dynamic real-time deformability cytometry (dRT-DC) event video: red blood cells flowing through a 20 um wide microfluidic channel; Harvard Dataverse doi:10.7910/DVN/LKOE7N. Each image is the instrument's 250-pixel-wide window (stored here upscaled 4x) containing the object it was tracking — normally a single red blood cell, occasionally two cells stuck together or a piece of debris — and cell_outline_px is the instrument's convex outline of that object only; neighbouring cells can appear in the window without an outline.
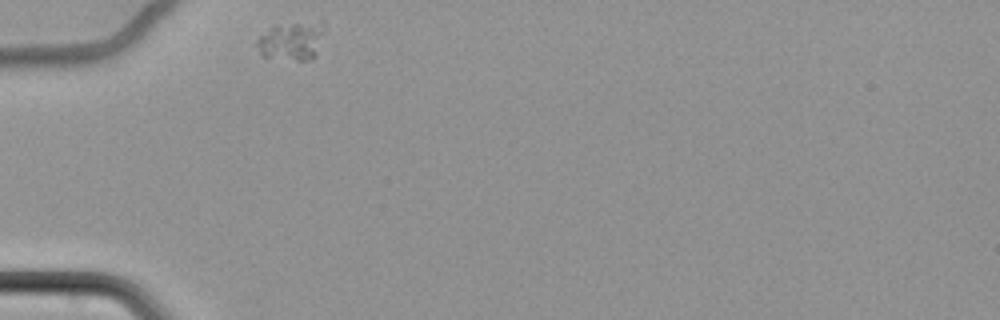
{"species": "common noctule bat (a hibernating species)", "species_latin": "Nyctalus noctula", "temperature_condition": "cold", "stored_images_in_passage": 34, "camera_frame_rate_fps": 3000, "um_per_image_px": 0.085, "animal": {"sex": "female", "body_mass_g": 22.7, "forearm_length_mm": 54.2}, "frame": {"image": 1, "passage_image": 1, "time_ms": 0.0, "image_size_px": [1000, 320], "cell_outline_px": [[324, 32], [312, 60], [296, 60], [264, 56], [260, 52], [256, 44], [256, 40], [268, 28], [276, 24], [324, 20]], "centroid_in_image_um": [24.8, 3.43], "position_along_channel_um": 60.2, "area_um2": 15.2}}
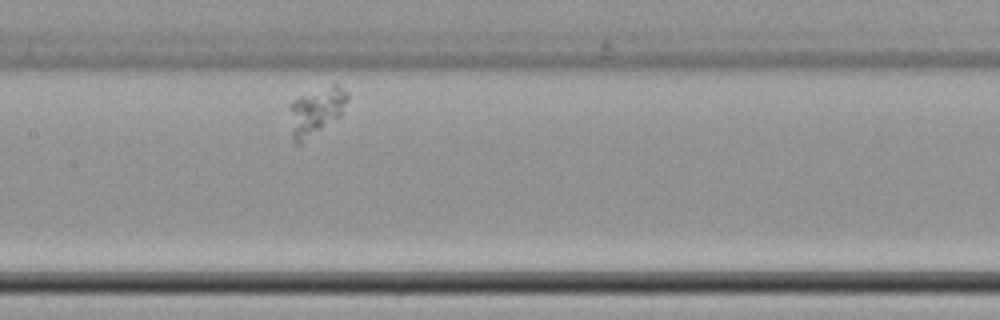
{"frame": {"image": 2, "passage_image": 14, "time_ms": 4.333, "image_size_px": [1000, 320], "cell_outline_px": [[348, 100], [340, 116], [300, 144], [296, 144], [292, 140], [288, 108], [288, 104], [300, 96], [332, 84], [336, 84], [348, 92]], "centroid_in_image_um": [26.84, 9.46], "position_along_channel_um": 180.6, "area_um2": 16.13}}
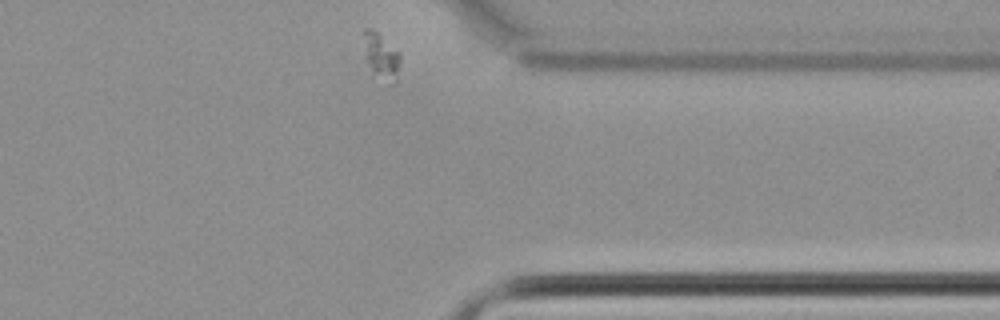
{"frame": {"image": 3, "passage_image": 34, "time_ms": 11.0, "image_size_px": [1000, 320], "cell_outline_px": [[400, 60], [396, 84], [392, 84], [368, 76], [364, 32], [364, 28], [368, 28], [376, 32], [400, 52]], "centroid_in_image_um": [32.4, 4.91], "position_along_channel_um": 379.0, "area_um2": 10.12}}